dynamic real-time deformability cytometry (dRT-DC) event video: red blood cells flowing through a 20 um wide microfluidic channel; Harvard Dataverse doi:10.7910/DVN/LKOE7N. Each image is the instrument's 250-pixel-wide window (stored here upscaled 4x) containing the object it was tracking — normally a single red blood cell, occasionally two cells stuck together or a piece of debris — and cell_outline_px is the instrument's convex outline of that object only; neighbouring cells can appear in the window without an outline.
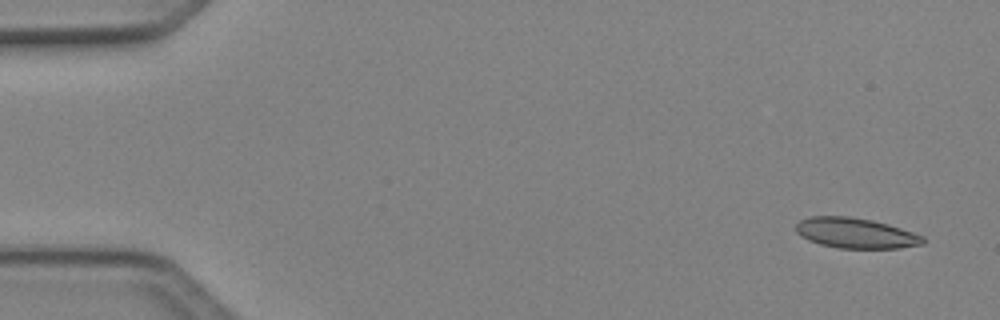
{"species": "Egyptian fruit bat (a non-hibernating species)", "species_latin": "Rousettus aegyptiacus", "temperature_condition": "cold", "stored_images_in_passage": 6, "camera_frame_rate_fps": 3000, "um_per_image_px": 0.085, "animal": {"sex": "female"}, "frame": {"image": 1, "passage_image": 1, "time_ms": 0.0, "image_size_px": [1000, 320], "cell_outline_px": [[924, 244], [900, 248], [840, 248], [820, 244], [808, 240], [796, 232], [796, 224], [800, 220], [808, 216], [848, 216], [872, 220], [888, 224], [924, 236]], "centroid_in_image_um": [72.72, 19.81], "position_along_channel_um": 12.3, "area_um2": 22.43}}
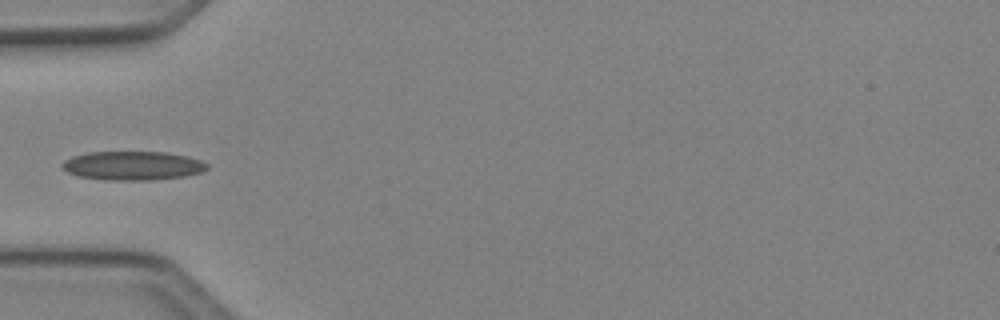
{"frame": {"image": 2, "passage_image": 5, "time_ms": 1.333, "image_size_px": [1000, 320], "cell_outline_px": [[208, 168], [200, 172], [188, 176], [152, 180], [108, 180], [76, 176], [68, 172], [60, 164], [64, 160], [72, 156], [88, 152], [168, 152], [188, 156], [200, 160], [208, 164]], "centroid_in_image_um": [11.28, 14.08], "position_along_channel_um": 73.7, "area_um2": 24.57}}
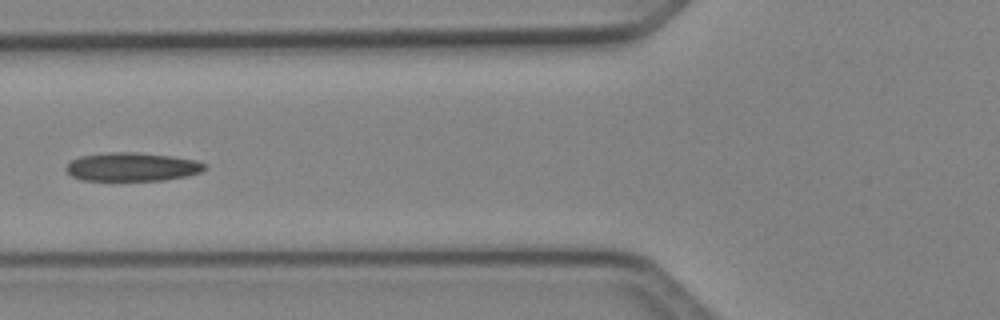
{"frame": {"image": 3, "passage_image": 6, "time_ms": 1.667, "image_size_px": [1000, 320], "cell_outline_px": [[208, 164], [200, 172], [188, 176], [164, 180], [80, 180], [72, 176], [64, 168], [72, 160], [80, 156], [108, 152], [136, 152], [172, 156], [196, 160]], "centroid_in_image_um": [11.23, 14.18], "position_along_channel_um": 114.6, "area_um2": 23.12}}